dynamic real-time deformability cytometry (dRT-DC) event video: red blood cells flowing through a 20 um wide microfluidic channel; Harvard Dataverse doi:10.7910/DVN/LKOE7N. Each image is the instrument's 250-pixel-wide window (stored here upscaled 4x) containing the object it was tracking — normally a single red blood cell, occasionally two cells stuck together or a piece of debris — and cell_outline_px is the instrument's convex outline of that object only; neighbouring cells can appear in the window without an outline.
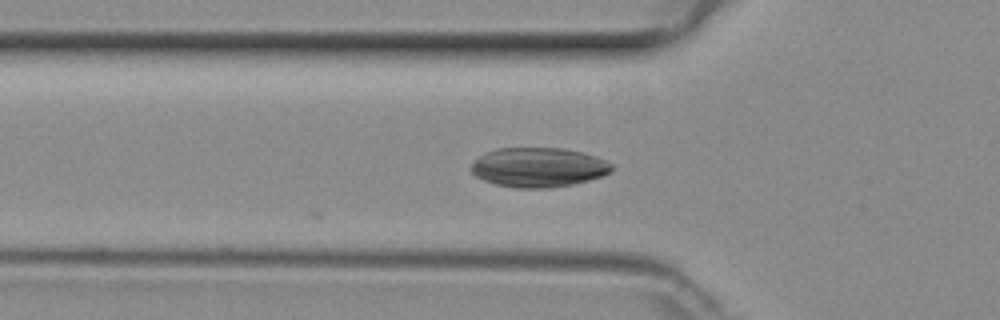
{"species": "common noctule bat (a hibernating species)", "species_latin": "Nyctalus noctula", "temperature_condition": "room temperature", "stored_images_in_passage": 19, "camera_frame_rate_fps": 3000, "um_per_image_px": 0.085, "animal": {"sex": "female", "body_mass_g": 29.2, "forearm_length_mm": 56.3}, "frame": {"image": 1, "passage_image": 2, "time_ms": 0.333, "image_size_px": [1000, 320], "cell_outline_px": [[616, 168], [600, 176], [588, 180], [572, 184], [552, 188], [516, 188], [496, 184], [484, 180], [476, 176], [468, 168], [480, 156], [496, 148], [564, 148], [584, 152], [596, 156], [612, 164]], "centroid_in_image_um": [45.77, 14.22], "position_along_channel_um": 80.0, "area_um2": 32.37}}
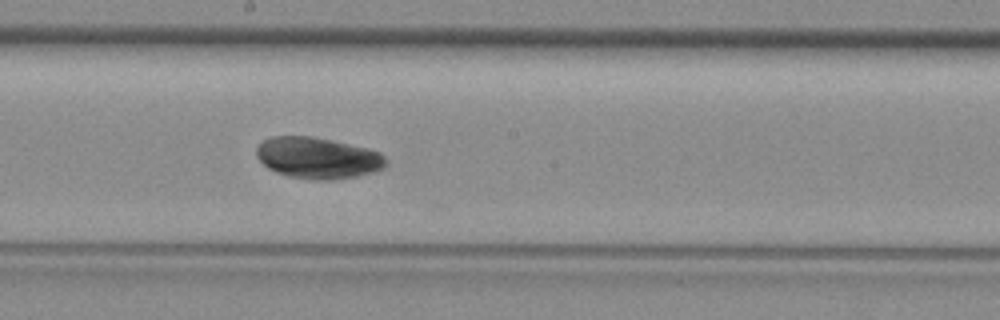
{"frame": {"image": 2, "passage_image": 12, "time_ms": 3.667, "image_size_px": [1000, 320], "cell_outline_px": [[388, 164], [384, 168], [376, 172], [356, 176], [332, 180], [316, 180], [288, 176], [276, 172], [268, 168], [256, 156], [256, 148], [264, 140], [272, 136], [312, 136], [332, 140], [368, 148], [380, 152], [388, 160]], "centroid_in_image_um": [27.05, 13.42], "position_along_channel_um": 221.2, "area_um2": 31.39}}
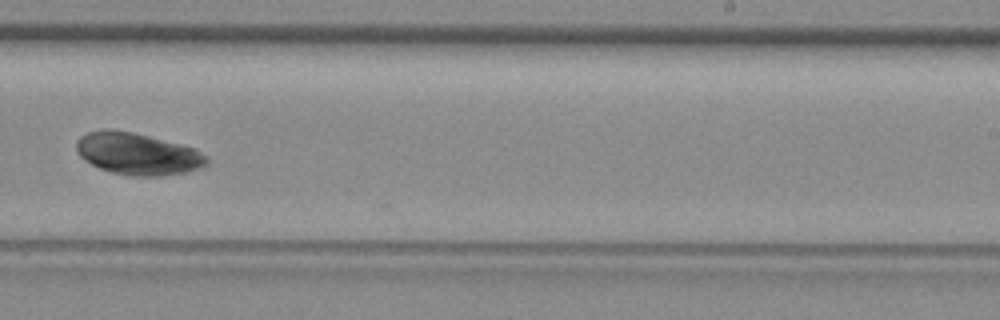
{"frame": {"image": 3, "passage_image": 16, "time_ms": 5.0, "image_size_px": [1000, 320], "cell_outline_px": [[208, 164], [200, 168], [188, 172], [160, 176], [132, 176], [112, 172], [100, 168], [84, 160], [80, 156], [76, 148], [76, 140], [80, 136], [88, 132], [100, 128], [108, 128], [132, 132], [196, 148], [208, 156]], "centroid_in_image_um": [11.7, 13.07], "position_along_channel_um": 277.3, "area_um2": 32.08}}